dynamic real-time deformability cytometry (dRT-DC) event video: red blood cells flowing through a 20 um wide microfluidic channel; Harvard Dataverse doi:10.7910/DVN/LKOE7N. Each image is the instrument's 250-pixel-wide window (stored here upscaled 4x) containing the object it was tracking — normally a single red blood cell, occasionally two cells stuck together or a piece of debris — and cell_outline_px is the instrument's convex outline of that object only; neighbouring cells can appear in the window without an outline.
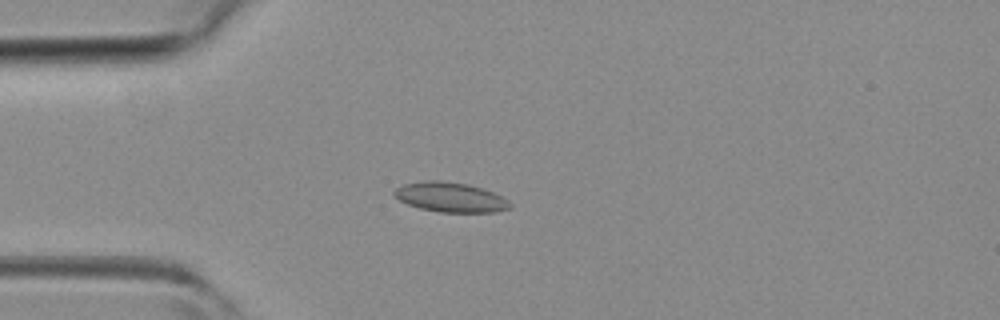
{"species": "common noctule bat (a hibernating species)", "species_latin": "Nyctalus noctula", "temperature_condition": "room temperature", "stored_images_in_passage": 41, "camera_frame_rate_fps": 3000, "um_per_image_px": 0.085, "animal": {"sex": "female", "body_mass_g": 19.3, "forearm_length_mm": 54.1}, "frame": {"image": 1, "passage_image": 10, "time_ms": 3.0, "image_size_px": [1000, 320], "cell_outline_px": [[512, 208], [496, 212], [440, 212], [420, 208], [408, 204], [400, 200], [392, 192], [396, 188], [404, 184], [424, 180], [440, 180], [468, 184], [492, 192], [508, 200], [512, 204]], "centroid_in_image_um": [38.29, 16.76], "position_along_channel_um": 46.7, "area_um2": 20.0}}
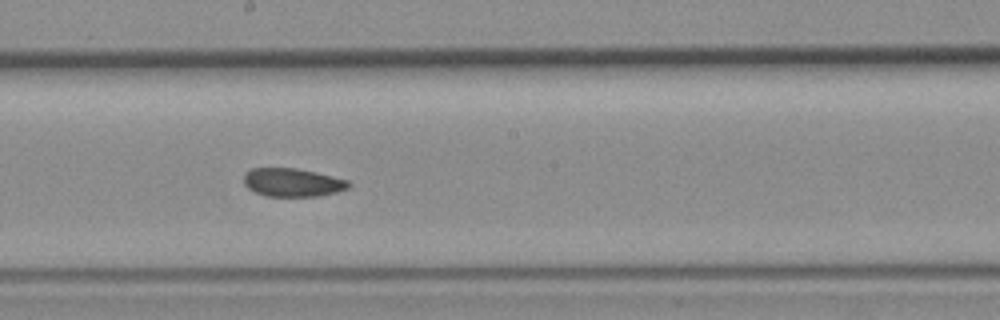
{"frame": {"image": 2, "passage_image": 22, "time_ms": 7.0, "image_size_px": [1000, 320], "cell_outline_px": [[352, 184], [348, 188], [336, 192], [316, 196], [268, 196], [256, 192], [248, 188], [244, 184], [244, 172], [252, 168], [296, 168], [316, 172], [348, 180]], "centroid_in_image_um": [24.86, 15.5], "position_along_channel_um": 223.3, "area_um2": 17.28}}
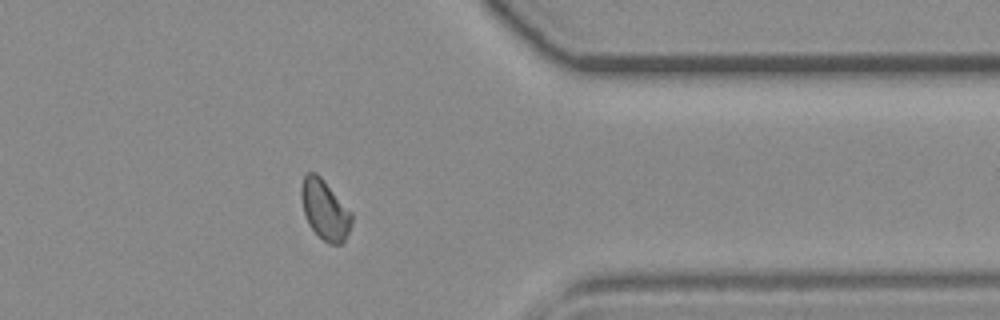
{"frame": {"image": 3, "passage_image": 33, "time_ms": 10.667, "image_size_px": [1000, 320], "cell_outline_px": [[352, 224], [344, 240], [340, 244], [328, 244], [308, 224], [304, 216], [300, 196], [300, 188], [304, 176], [308, 172], [316, 172], [324, 180], [352, 212]], "centroid_in_image_um": [27.59, 17.81], "position_along_channel_um": 383.8, "area_um2": 17.63}}